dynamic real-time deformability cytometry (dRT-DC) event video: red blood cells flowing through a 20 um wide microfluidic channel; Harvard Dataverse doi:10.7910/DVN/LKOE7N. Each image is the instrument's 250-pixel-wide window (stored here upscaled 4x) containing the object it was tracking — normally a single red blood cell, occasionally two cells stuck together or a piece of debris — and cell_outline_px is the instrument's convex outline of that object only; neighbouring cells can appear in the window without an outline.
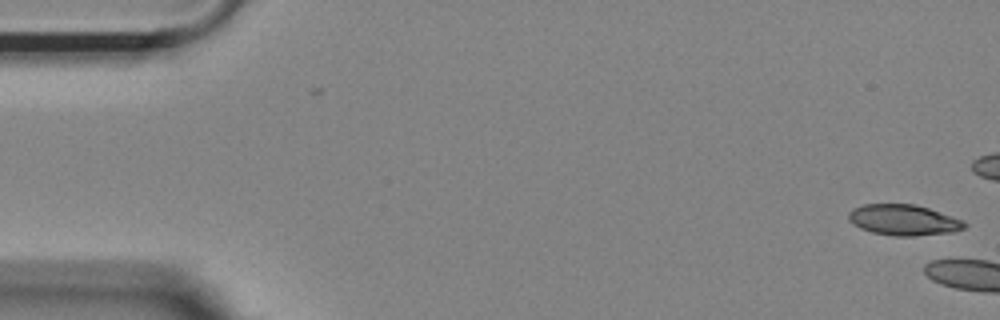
{"species": "Egyptian fruit bat (a non-hibernating species)", "species_latin": "Rousettus aegyptiacus", "temperature_condition": "room temperature", "stored_images_in_passage": 3, "camera_frame_rate_fps": 3000, "um_per_image_px": 0.085, "animal": {"sex": "female"}, "frame": {"image": 1, "passage_image": 3, "time_ms": 0.667, "image_size_px": [1000, 320], "cell_outline_px": [[968, 224], [964, 228], [952, 232], [912, 236], [896, 236], [872, 232], [860, 228], [848, 220], [848, 212], [852, 208], [864, 204], [916, 204], [928, 208], [960, 220]], "centroid_in_image_um": [76.75, 18.69], "position_along_channel_um": 8.3, "area_um2": 20.58}}